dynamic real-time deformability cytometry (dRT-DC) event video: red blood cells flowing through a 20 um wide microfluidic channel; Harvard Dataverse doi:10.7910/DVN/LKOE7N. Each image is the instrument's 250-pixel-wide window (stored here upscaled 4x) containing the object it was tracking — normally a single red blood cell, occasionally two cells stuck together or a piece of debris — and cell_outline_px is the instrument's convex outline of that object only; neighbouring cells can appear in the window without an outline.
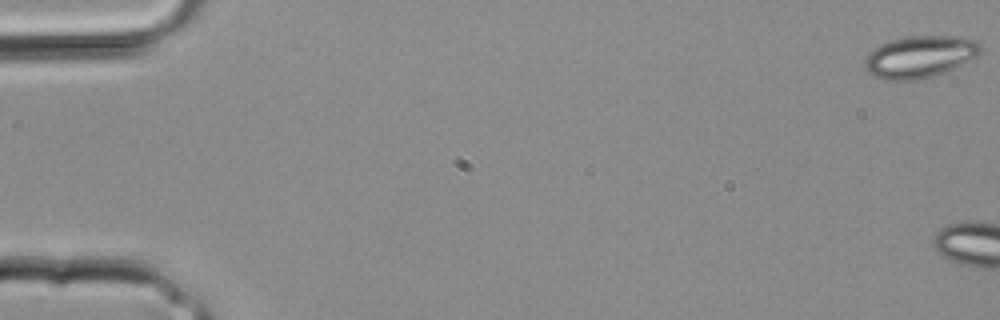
{"species": "common noctule bat (a hibernating species)", "species_latin": "Nyctalus noctula", "temperature_condition": "room temperature", "stored_images_in_passage": 4, "camera_frame_rate_fps": 3000, "um_per_image_px": 0.085, "animal": {"sex": "male", "body_mass_g": 20.4}, "frame": {"image": 1, "passage_image": 1, "time_ms": 0.0, "image_size_px": [1000, 320], "cell_outline_px": [[980, 52], [976, 56], [944, 72], [924, 80], [884, 80], [872, 76], [864, 68], [864, 60], [868, 52], [872, 48], [880, 44], [892, 40], [908, 36], [960, 36], [976, 40], [980, 44]], "centroid_in_image_um": [78.12, 4.83], "position_along_channel_um": 6.9, "area_um2": 28.5}}